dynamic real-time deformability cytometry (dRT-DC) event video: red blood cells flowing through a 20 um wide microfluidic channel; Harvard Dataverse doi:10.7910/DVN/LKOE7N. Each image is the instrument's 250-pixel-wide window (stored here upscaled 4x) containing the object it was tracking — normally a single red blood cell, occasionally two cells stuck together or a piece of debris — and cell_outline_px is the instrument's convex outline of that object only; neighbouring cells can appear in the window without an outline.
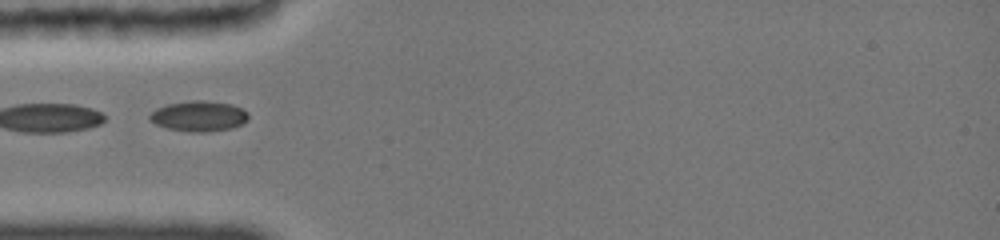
{"species": "common noctule bat (a hibernating species)", "species_latin": "Nyctalus noctula", "temperature_condition": "cold", "stored_images_in_passage": 9, "camera_frame_rate_fps": 3000, "um_per_image_px": 0.085, "animal": {"sex": "female", "body_mass_g": 19.0, "forearm_length_mm": 51.5}, "frame": {"image": 1, "passage_image": 1, "time_ms": 0.0, "image_size_px": [1000, 240], "cell_outline_px": [[248, 120], [244, 124], [232, 128], [208, 132], [188, 132], [168, 128], [156, 124], [148, 120], [148, 116], [156, 108], [168, 104], [232, 104], [248, 112]], "centroid_in_image_um": [16.91, 9.95], "position_along_channel_um": 68.1, "area_um2": 16.59}}
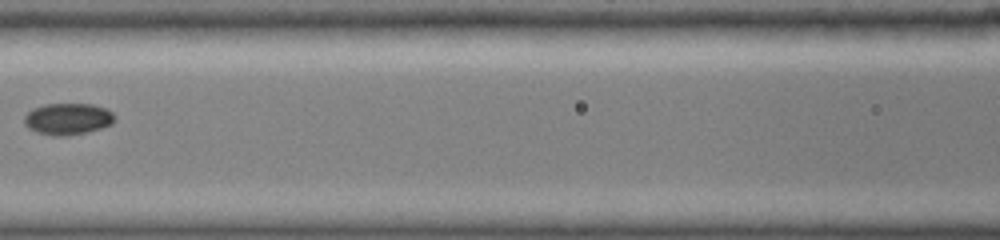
{"frame": {"image": 2, "passage_image": 6, "time_ms": 2.333, "image_size_px": [1000, 240], "cell_outline_px": [[112, 124], [88, 132], [68, 136], [52, 136], [36, 132], [28, 128], [24, 124], [24, 116], [28, 112], [36, 108], [48, 104], [88, 104], [104, 108], [112, 112]], "centroid_in_image_um": [5.72, 10.13], "position_along_channel_um": 160.9, "area_um2": 16.42}}